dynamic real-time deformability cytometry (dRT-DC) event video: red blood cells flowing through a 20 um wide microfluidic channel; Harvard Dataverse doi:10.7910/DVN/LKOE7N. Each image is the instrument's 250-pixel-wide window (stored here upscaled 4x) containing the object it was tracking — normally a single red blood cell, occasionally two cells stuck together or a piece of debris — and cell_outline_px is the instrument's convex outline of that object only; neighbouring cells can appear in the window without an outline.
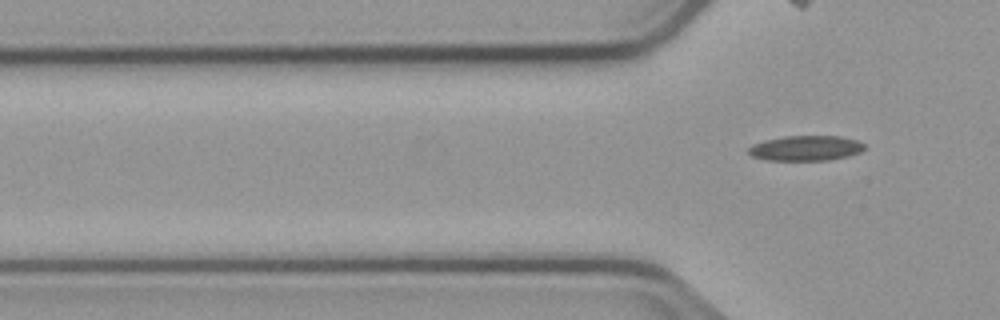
{"species": "common noctule bat (a hibernating species)", "species_latin": "Nyctalus noctula", "temperature_condition": "cold", "stored_images_in_passage": 6, "camera_frame_rate_fps": 3000, "um_per_image_px": 0.085, "animal": {"sex": "male", "body_mass_g": 23.1, "forearm_length_mm": 52.7}, "frame": {"image": 1, "passage_image": 6, "time_ms": 7.0, "image_size_px": [1000, 320], "cell_outline_px": [[864, 148], [860, 152], [848, 156], [828, 160], [764, 160], [752, 156], [748, 152], [748, 148], [752, 144], [784, 136], [840, 136], [856, 140], [864, 144]], "centroid_in_image_um": [68.48, 12.6], "position_along_channel_um": 57.3, "area_um2": 16.88}}